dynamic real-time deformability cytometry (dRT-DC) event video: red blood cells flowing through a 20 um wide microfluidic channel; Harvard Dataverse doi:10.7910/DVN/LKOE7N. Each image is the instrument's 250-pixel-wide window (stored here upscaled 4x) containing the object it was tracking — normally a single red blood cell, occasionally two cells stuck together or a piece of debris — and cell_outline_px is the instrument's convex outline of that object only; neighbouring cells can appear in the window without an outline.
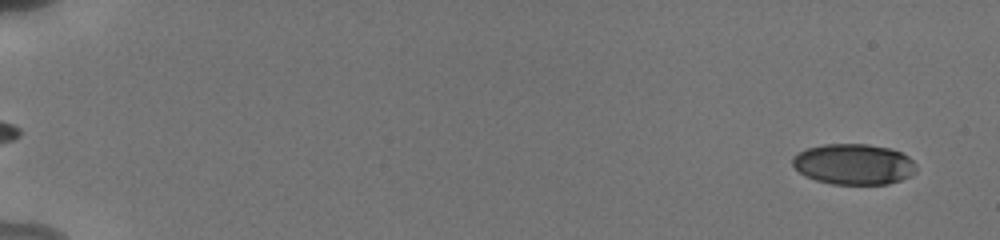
{"species": "human", "species_latin": "Homo sapiens", "temperature_condition": "cold", "stored_images_in_passage": 27, "camera_frame_rate_fps": 3000, "um_per_image_px": 0.085, "donor": {"sex": "male"}, "frame": {"image": 1, "passage_image": 1, "time_ms": 0.0, "image_size_px": [1000, 240], "cell_outline_px": [[916, 172], [900, 180], [888, 184], [832, 184], [816, 180], [800, 172], [792, 164], [792, 156], [808, 148], [824, 144], [868, 144], [892, 148], [908, 156], [916, 164]], "centroid_in_image_um": [72.59, 13.95], "position_along_channel_um": 12.4, "area_um2": 29.3}}
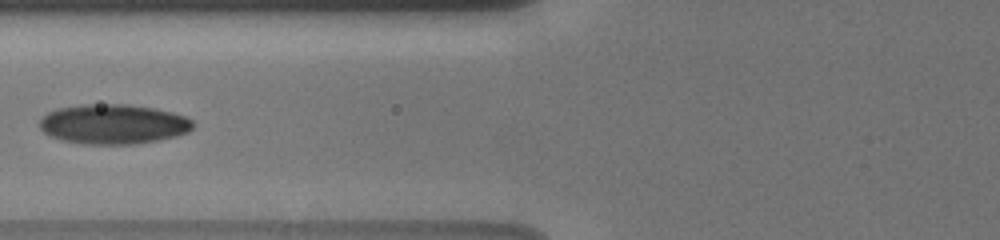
{"frame": {"image": 2, "passage_image": 12, "time_ms": 7.333, "image_size_px": [1000, 240], "cell_outline_px": [[192, 128], [188, 132], [176, 136], [160, 140], [136, 144], [84, 144], [60, 140], [44, 132], [40, 128], [40, 120], [48, 112], [56, 108], [84, 104], [128, 104], [152, 108], [172, 112], [184, 116], [192, 120]], "centroid_in_image_um": [9.62, 10.55], "position_along_channel_um": 116.2, "area_um2": 35.6}}
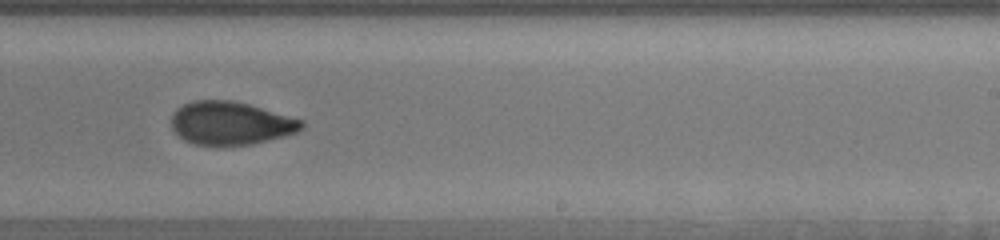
{"frame": {"image": 3, "passage_image": 17, "time_ms": 11.333, "image_size_px": [1000, 240], "cell_outline_px": [[304, 128], [296, 132], [284, 136], [252, 144], [216, 148], [192, 144], [184, 140], [172, 128], [172, 116], [176, 108], [192, 100], [232, 100], [248, 104], [304, 120]], "centroid_in_image_um": [19.59, 10.5], "position_along_channel_um": 269.4, "area_um2": 33.35}, "authors_computed_cell_mechanics": {"area_um2": 31.4432, "velocity_mm_per_s": 3.8408, "shape_relaxation_time_tau1_ms": null, "shape_relaxation_time_tau2_ms": 1.1892, "deformation_change_tau1": null, "deformation_change_tau2": 0.0579}}